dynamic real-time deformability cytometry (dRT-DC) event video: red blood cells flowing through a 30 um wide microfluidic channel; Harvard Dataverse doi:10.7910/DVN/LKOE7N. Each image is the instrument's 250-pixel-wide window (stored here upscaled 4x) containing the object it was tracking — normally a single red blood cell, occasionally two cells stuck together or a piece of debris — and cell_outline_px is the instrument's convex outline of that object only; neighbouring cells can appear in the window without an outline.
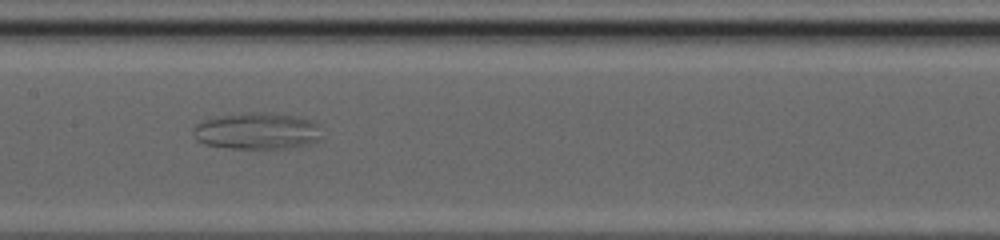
{"species": "common noctule bat (a hibernating species)", "species_latin": "Nyctalus noctula", "temperature_condition": "cold", "stored_images_in_passage": 46, "camera_frame_rate_fps": 3000, "um_per_image_px": 0.085, "animal": {"sex": "female", "body_mass_g": 20.0, "forearm_length_mm": 54.0}, "frame": {"image": 1, "passage_image": 22, "time_ms": 7.0, "image_size_px": [1000, 240], "cell_outline_px": [[320, 140], [288, 148], [232, 148], [204, 144], [196, 140], [192, 132], [192, 128], [196, 124], [208, 120], [240, 112], [272, 112], [296, 116], [312, 120], [316, 124], [320, 136]], "centroid_in_image_um": [21.83, 11.12], "position_along_channel_um": 185.6, "area_um2": 27.22}}
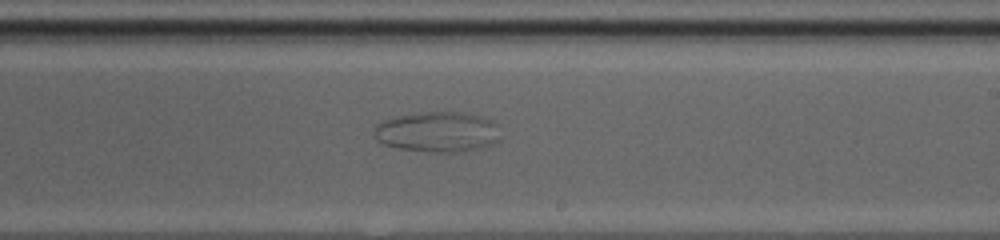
{"frame": {"image": 2, "passage_image": 27, "time_ms": 8.667, "image_size_px": [1000, 240], "cell_outline_px": [[500, 140], [492, 144], [480, 148], [456, 152], [432, 152], [400, 148], [384, 144], [376, 140], [372, 132], [376, 124], [384, 120], [400, 116], [428, 112], [460, 112], [480, 116], [492, 120], [500, 124]], "centroid_in_image_um": [37.24, 11.21], "position_along_channel_um": 251.8, "area_um2": 29.82}}
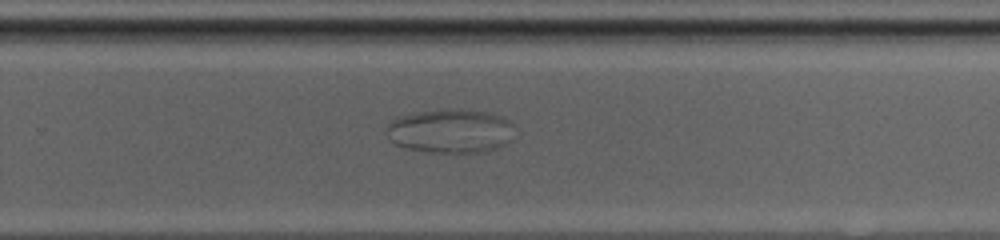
{"frame": {"image": 3, "passage_image": 30, "time_ms": 9.667, "image_size_px": [1000, 240], "cell_outline_px": [[512, 140], [496, 148], [484, 152], [428, 152], [408, 148], [396, 144], [388, 140], [388, 124], [392, 120], [416, 112], [448, 108], [456, 108], [484, 112], [500, 116], [508, 120], [512, 124]], "centroid_in_image_um": [38.29, 11.13], "position_along_channel_um": 291.5, "area_um2": 32.6}}